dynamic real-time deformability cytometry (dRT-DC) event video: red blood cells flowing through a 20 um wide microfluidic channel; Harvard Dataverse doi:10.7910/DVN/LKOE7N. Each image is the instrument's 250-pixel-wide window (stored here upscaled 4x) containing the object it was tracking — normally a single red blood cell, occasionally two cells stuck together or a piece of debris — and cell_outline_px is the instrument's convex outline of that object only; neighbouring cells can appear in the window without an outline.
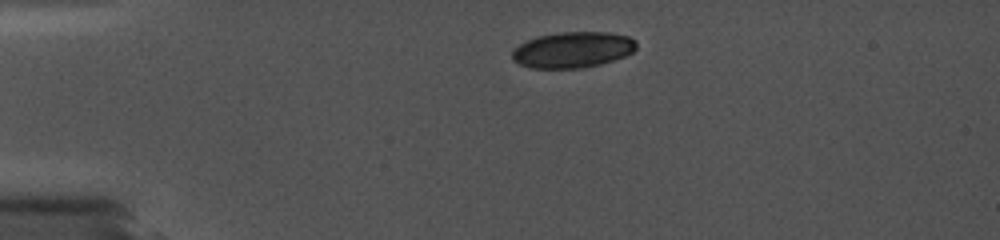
{"species": "common noctule bat (a hibernating species)", "species_latin": "Nyctalus noctula", "temperature_condition": "cold", "stored_images_in_passage": 3, "camera_frame_rate_fps": 5000, "um_per_image_px": 0.085, "animal": {"sex": "female", "body_mass_g": 19.0, "forearm_length_mm": 56.7}, "frame": {"image": 1, "passage_image": 1, "time_ms": 0.0, "image_size_px": [1000, 240], "cell_outline_px": [[636, 48], [632, 52], [624, 56], [600, 64], [580, 68], [532, 68], [520, 64], [512, 60], [512, 52], [520, 44], [536, 36], [564, 32], [608, 32], [628, 36], [636, 40]], "centroid_in_image_um": [48.69, 4.23], "position_along_channel_um": 36.3, "area_um2": 25.84}}